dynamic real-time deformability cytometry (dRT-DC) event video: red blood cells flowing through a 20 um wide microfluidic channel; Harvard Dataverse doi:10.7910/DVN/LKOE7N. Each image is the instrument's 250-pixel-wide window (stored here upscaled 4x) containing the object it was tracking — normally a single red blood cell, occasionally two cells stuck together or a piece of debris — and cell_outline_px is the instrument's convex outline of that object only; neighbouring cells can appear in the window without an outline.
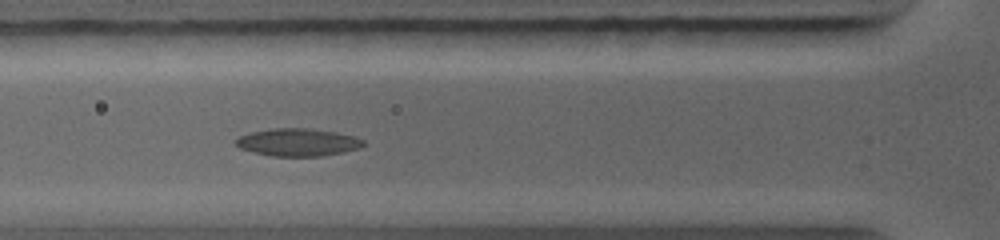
{"species": "common noctule bat (a hibernating species)", "species_latin": "Nyctalus noctula", "temperature_condition": "warm", "stored_images_in_passage": 10, "camera_frame_rate_fps": 5000, "um_per_image_px": 0.085, "animal": {"sex": "female", "body_mass_g": 19.0, "forearm_length_mm": 56.7}, "frame": {"image": 1, "passage_image": 9, "time_ms": 3.8, "image_size_px": [1000, 240], "cell_outline_px": [[364, 144], [360, 148], [344, 152], [324, 156], [272, 156], [252, 152], [240, 148], [236, 144], [236, 140], [240, 136], [252, 132], [276, 128], [308, 128], [336, 132], [352, 136], [364, 140]], "centroid_in_image_um": [25.34, 12.1], "position_along_channel_um": 100.5, "area_um2": 20.4}}